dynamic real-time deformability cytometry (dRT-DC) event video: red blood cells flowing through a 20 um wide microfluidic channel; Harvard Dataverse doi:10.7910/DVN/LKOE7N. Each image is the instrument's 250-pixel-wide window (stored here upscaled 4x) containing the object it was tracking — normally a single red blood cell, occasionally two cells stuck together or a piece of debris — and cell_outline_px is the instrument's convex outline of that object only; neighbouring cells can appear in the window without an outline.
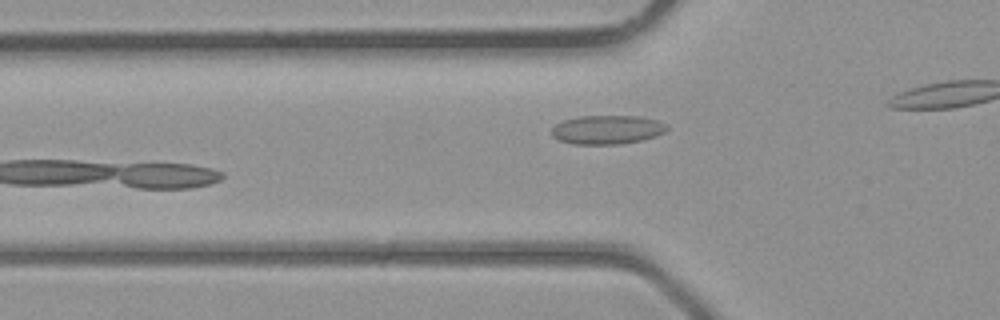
{"species": "common noctule bat (a hibernating species)", "species_latin": "Nyctalus noctula", "temperature_condition": "room temperature", "stored_images_in_passage": 5, "camera_frame_rate_fps": 3000, "um_per_image_px": 0.085, "animal": {"sex": "male", "body_mass_g": 23.1, "forearm_length_mm": 52.7}, "frame": {"image": 1, "passage_image": 4, "time_ms": 3.333, "image_size_px": [1000, 320], "cell_outline_px": [[668, 128], [664, 132], [656, 136], [640, 140], [620, 144], [572, 144], [560, 140], [552, 136], [552, 128], [556, 124], [564, 120], [580, 116], [640, 116], [656, 120], [668, 124]], "centroid_in_image_um": [51.62, 11.02], "position_along_channel_um": 74.2, "area_um2": 19.36}}